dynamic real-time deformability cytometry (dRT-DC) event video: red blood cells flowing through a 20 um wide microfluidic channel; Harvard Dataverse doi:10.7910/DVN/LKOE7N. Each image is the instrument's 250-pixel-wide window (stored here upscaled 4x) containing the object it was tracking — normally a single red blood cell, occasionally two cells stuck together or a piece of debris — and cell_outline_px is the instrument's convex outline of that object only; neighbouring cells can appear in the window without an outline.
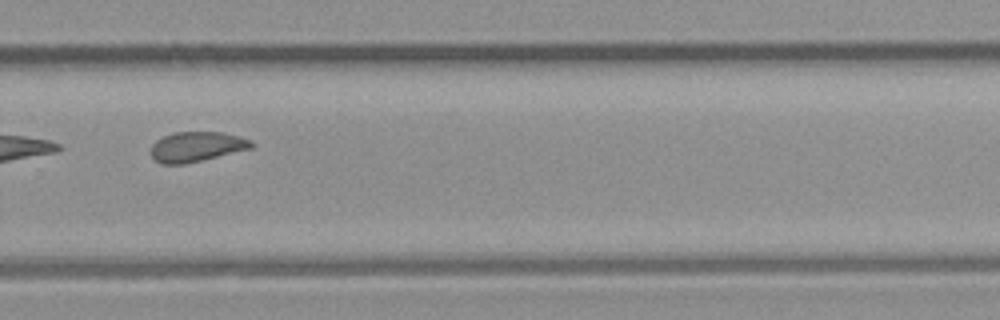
{"species": "common noctule bat (a hibernating species)", "species_latin": "Nyctalus noctula", "temperature_condition": "room temperature", "stored_images_in_passage": 22, "camera_frame_rate_fps": 3000, "um_per_image_px": 0.085, "animal": {"sex": "male", "body_mass_g": 23.1, "forearm_length_mm": 52.7}, "frame": {"image": 1, "passage_image": 13, "time_ms": 4.0, "image_size_px": [1000, 320], "cell_outline_px": [[256, 144], [252, 148], [184, 164], [160, 164], [152, 160], [152, 144], [156, 140], [164, 136], [176, 132], [220, 132], [252, 140]], "centroid_in_image_um": [16.69, 12.47], "position_along_channel_um": 313.1, "area_um2": 17.46}}